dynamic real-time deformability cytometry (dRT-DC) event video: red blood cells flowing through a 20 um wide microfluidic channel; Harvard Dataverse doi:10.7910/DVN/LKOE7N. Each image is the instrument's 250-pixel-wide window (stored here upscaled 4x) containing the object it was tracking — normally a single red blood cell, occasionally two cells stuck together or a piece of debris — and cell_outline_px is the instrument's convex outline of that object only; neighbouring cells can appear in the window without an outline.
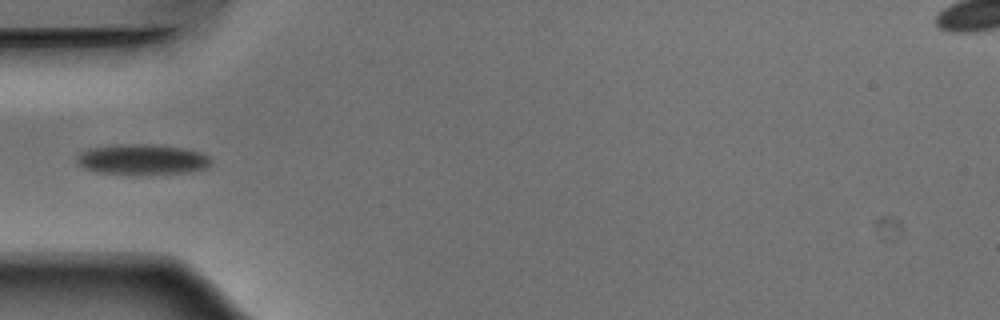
{"species": "Egyptian fruit bat (a non-hibernating species)", "species_latin": "Rousettus aegyptiacus", "temperature_condition": "warm", "stored_images_in_passage": 4, "camera_frame_rate_fps": 3000, "um_per_image_px": 0.085, "animal": {"sex": "male"}, "frame": {"image": 1, "passage_image": 1, "time_ms": 0.0, "image_size_px": [1000, 320], "cell_outline_px": [[212, 164], [208, 168], [192, 172], [148, 176], [96, 172], [84, 168], [76, 164], [76, 156], [80, 152], [92, 148], [120, 144], [144, 144], [188, 148], [204, 152], [212, 160]], "centroid_in_image_um": [12.16, 13.58], "position_along_channel_um": 72.8, "area_um2": 24.74}}